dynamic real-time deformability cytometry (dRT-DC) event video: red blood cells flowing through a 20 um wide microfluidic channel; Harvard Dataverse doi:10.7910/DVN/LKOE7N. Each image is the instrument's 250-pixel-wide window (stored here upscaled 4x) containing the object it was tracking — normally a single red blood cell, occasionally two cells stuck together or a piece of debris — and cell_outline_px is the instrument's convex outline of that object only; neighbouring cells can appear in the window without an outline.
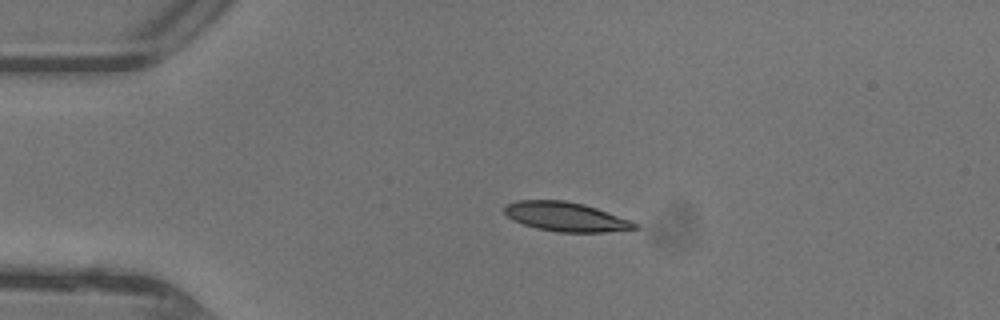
{"species": "common noctule bat (a hibernating species)", "species_latin": "Nyctalus noctula", "temperature_condition": "warm", "stored_images_in_passage": 5, "camera_frame_rate_fps": 3000, "um_per_image_px": 0.085, "animal": {"sex": "female"}, "frame": {"image": 1, "passage_image": 1, "time_ms": 0.0, "image_size_px": [1000, 320], "cell_outline_px": [[640, 228], [604, 232], [556, 232], [536, 228], [512, 220], [504, 212], [504, 208], [508, 204], [516, 200], [564, 200], [584, 204], [632, 220], [640, 224]], "centroid_in_image_um": [48.13, 18.43], "position_along_channel_um": 36.9, "area_um2": 22.31}}